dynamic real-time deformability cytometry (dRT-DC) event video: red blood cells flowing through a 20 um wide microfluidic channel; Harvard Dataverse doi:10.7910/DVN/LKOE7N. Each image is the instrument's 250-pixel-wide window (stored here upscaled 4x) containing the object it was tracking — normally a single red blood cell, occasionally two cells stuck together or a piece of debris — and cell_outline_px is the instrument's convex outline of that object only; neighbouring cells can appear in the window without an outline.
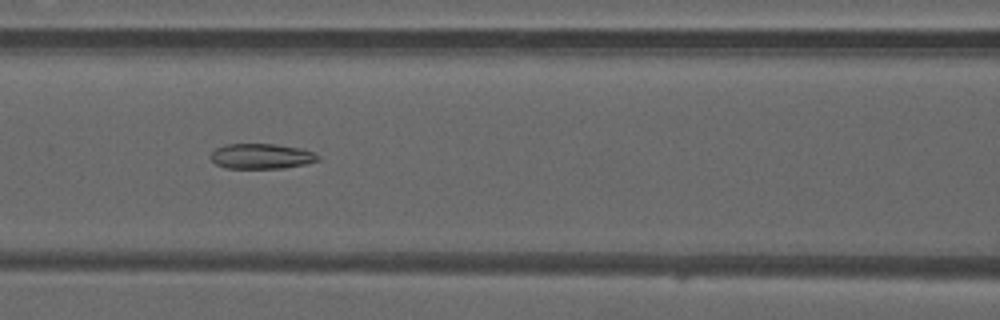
{"species": "common noctule bat (a hibernating species)", "species_latin": "Nyctalus noctula", "temperature_condition": "warm", "stored_images_in_passage": 48, "camera_frame_rate_fps": 3000, "um_per_image_px": 0.085, "animal": {"sex": "male", "forearm_length_mm": 52.5}, "frame": {"image": 1, "passage_image": 21, "time_ms": 6.667, "image_size_px": [1000, 320], "cell_outline_px": [[320, 160], [304, 164], [284, 168], [224, 168], [216, 164], [208, 156], [216, 148], [224, 144], [272, 144], [300, 148], [312, 152], [320, 156]], "centroid_in_image_um": [22.18, 13.28], "position_along_channel_um": 144.4, "area_um2": 15.78}}
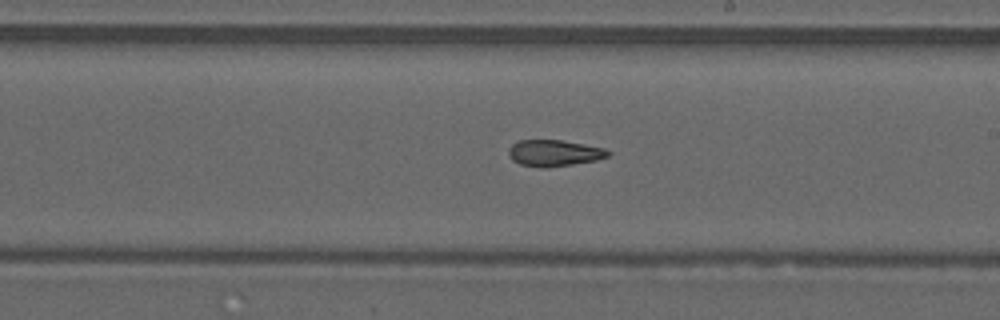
{"frame": {"image": 2, "passage_image": 28, "time_ms": 9.0, "image_size_px": [1000, 320], "cell_outline_px": [[612, 152], [608, 156], [596, 160], [572, 164], [544, 168], [540, 168], [520, 164], [512, 160], [508, 152], [508, 148], [512, 144], [520, 140], [560, 140], [584, 144], [604, 148]], "centroid_in_image_um": [47.09, 13.01], "position_along_channel_um": 241.9, "area_um2": 15.26}}
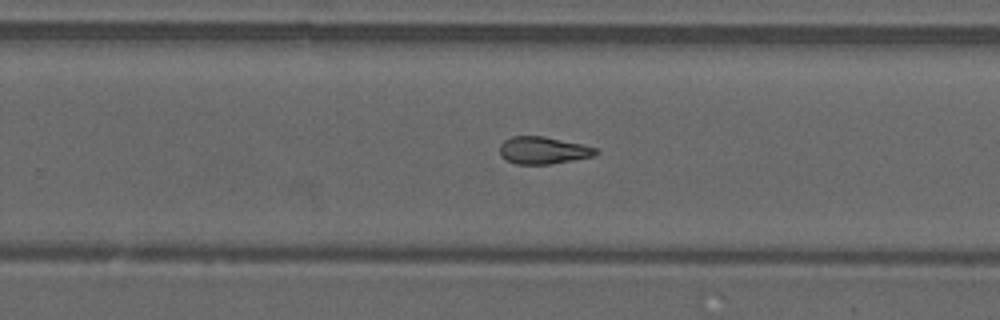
{"frame": {"image": 3, "passage_image": 31, "time_ms": 10.0, "image_size_px": [1000, 320], "cell_outline_px": [[600, 152], [592, 156], [552, 164], [516, 164], [500, 156], [500, 144], [504, 140], [512, 136], [544, 136], [580, 144], [596, 148]], "centroid_in_image_um": [46.14, 12.78], "position_along_channel_um": 283.7, "area_um2": 15.14}, "authors_computed_cell_mechanics": {"area_um2": 15.9817, "velocity_mm_per_s": 4.189, "shape_relaxation_time_tau1_ms": null, "shape_relaxation_time_tau2_ms": 2.3295, "deformation_change_tau1": null, "deformation_change_tau2": 0.1052}}